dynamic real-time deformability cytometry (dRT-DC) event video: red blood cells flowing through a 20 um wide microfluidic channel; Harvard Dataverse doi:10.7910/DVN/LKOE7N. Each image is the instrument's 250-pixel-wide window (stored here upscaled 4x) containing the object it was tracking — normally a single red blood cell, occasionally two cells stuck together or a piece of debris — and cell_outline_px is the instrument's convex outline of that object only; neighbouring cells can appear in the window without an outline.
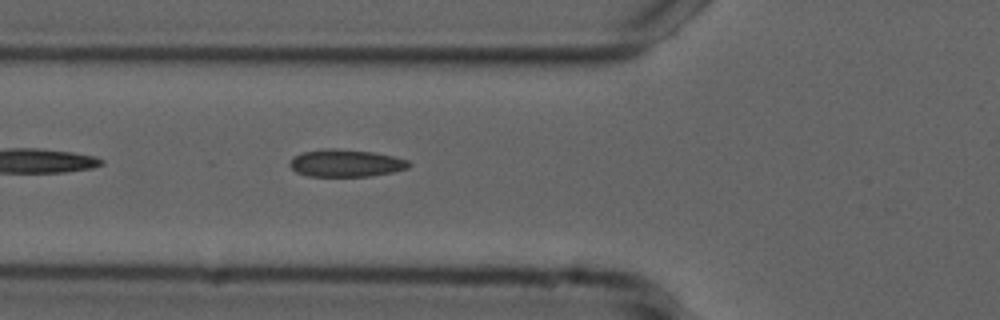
{"species": "common noctule bat (a hibernating species)", "species_latin": "Nyctalus noctula", "temperature_condition": "cold", "stored_images_in_passage": 15, "camera_frame_rate_fps": 3000, "um_per_image_px": 0.085, "animal": {"sex": "male", "forearm_length_mm": 52.5}, "frame": {"image": 1, "passage_image": 5, "time_ms": 1.333, "image_size_px": [1000, 320], "cell_outline_px": [[412, 164], [408, 168], [392, 172], [368, 176], [308, 176], [296, 172], [288, 164], [292, 156], [304, 152], [324, 148], [336, 148], [372, 152], [392, 156], [408, 160]], "centroid_in_image_um": [29.37, 13.86], "position_along_channel_um": 96.4, "area_um2": 19.02}}
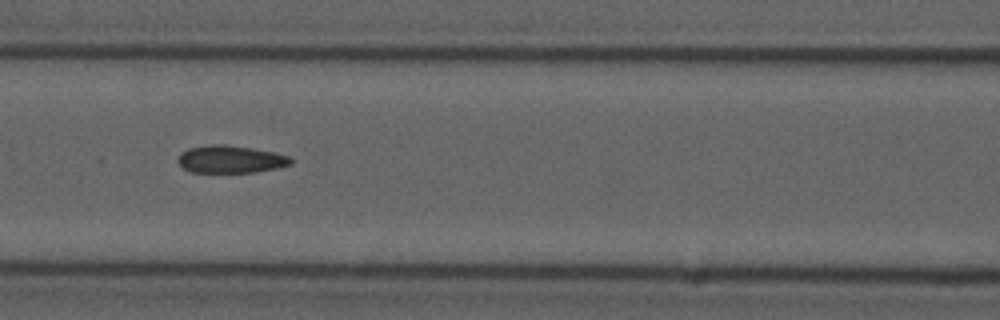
{"frame": {"image": 2, "passage_image": 9, "time_ms": 2.667, "image_size_px": [1000, 320], "cell_outline_px": [[292, 164], [276, 168], [256, 172], [192, 172], [184, 168], [176, 160], [180, 152], [188, 148], [212, 144], [224, 144], [252, 148], [272, 152], [288, 156], [292, 160]], "centroid_in_image_um": [19.56, 13.53], "position_along_channel_um": 147.0, "area_um2": 18.03}}